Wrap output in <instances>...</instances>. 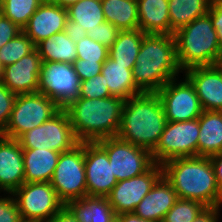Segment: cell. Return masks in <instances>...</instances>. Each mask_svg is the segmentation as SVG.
<instances>
[{
	"mask_svg": "<svg viewBox=\"0 0 222 222\" xmlns=\"http://www.w3.org/2000/svg\"><path fill=\"white\" fill-rule=\"evenodd\" d=\"M162 169L179 199L194 200L206 207L222 206L210 157H178L164 162Z\"/></svg>",
	"mask_w": 222,
	"mask_h": 222,
	"instance_id": "cell-1",
	"label": "cell"
},
{
	"mask_svg": "<svg viewBox=\"0 0 222 222\" xmlns=\"http://www.w3.org/2000/svg\"><path fill=\"white\" fill-rule=\"evenodd\" d=\"M179 73L183 71L178 65L174 36L146 34L132 68L136 87L142 93H157Z\"/></svg>",
	"mask_w": 222,
	"mask_h": 222,
	"instance_id": "cell-2",
	"label": "cell"
},
{
	"mask_svg": "<svg viewBox=\"0 0 222 222\" xmlns=\"http://www.w3.org/2000/svg\"><path fill=\"white\" fill-rule=\"evenodd\" d=\"M125 100L110 96L105 98H78L66 110L76 139L79 142H97L117 136Z\"/></svg>",
	"mask_w": 222,
	"mask_h": 222,
	"instance_id": "cell-3",
	"label": "cell"
},
{
	"mask_svg": "<svg viewBox=\"0 0 222 222\" xmlns=\"http://www.w3.org/2000/svg\"><path fill=\"white\" fill-rule=\"evenodd\" d=\"M166 123L159 95L142 93L125 100L117 137L152 152Z\"/></svg>",
	"mask_w": 222,
	"mask_h": 222,
	"instance_id": "cell-4",
	"label": "cell"
},
{
	"mask_svg": "<svg viewBox=\"0 0 222 222\" xmlns=\"http://www.w3.org/2000/svg\"><path fill=\"white\" fill-rule=\"evenodd\" d=\"M178 65L182 71L222 63V51L211 17L206 14L173 34Z\"/></svg>",
	"mask_w": 222,
	"mask_h": 222,
	"instance_id": "cell-5",
	"label": "cell"
},
{
	"mask_svg": "<svg viewBox=\"0 0 222 222\" xmlns=\"http://www.w3.org/2000/svg\"><path fill=\"white\" fill-rule=\"evenodd\" d=\"M61 107L41 92L17 95L10 119L1 136L18 139L22 134L42 125Z\"/></svg>",
	"mask_w": 222,
	"mask_h": 222,
	"instance_id": "cell-6",
	"label": "cell"
},
{
	"mask_svg": "<svg viewBox=\"0 0 222 222\" xmlns=\"http://www.w3.org/2000/svg\"><path fill=\"white\" fill-rule=\"evenodd\" d=\"M51 185L64 204L87 196L84 142L59 155Z\"/></svg>",
	"mask_w": 222,
	"mask_h": 222,
	"instance_id": "cell-7",
	"label": "cell"
},
{
	"mask_svg": "<svg viewBox=\"0 0 222 222\" xmlns=\"http://www.w3.org/2000/svg\"><path fill=\"white\" fill-rule=\"evenodd\" d=\"M17 140L22 149L38 148L59 153L69 151L79 143L64 108H61L42 125L22 134Z\"/></svg>",
	"mask_w": 222,
	"mask_h": 222,
	"instance_id": "cell-8",
	"label": "cell"
},
{
	"mask_svg": "<svg viewBox=\"0 0 222 222\" xmlns=\"http://www.w3.org/2000/svg\"><path fill=\"white\" fill-rule=\"evenodd\" d=\"M97 143L107 152L117 181L142 175L155 164L150 151L117 136L99 140Z\"/></svg>",
	"mask_w": 222,
	"mask_h": 222,
	"instance_id": "cell-9",
	"label": "cell"
},
{
	"mask_svg": "<svg viewBox=\"0 0 222 222\" xmlns=\"http://www.w3.org/2000/svg\"><path fill=\"white\" fill-rule=\"evenodd\" d=\"M199 131L198 119L167 122L156 147L151 152L154 162L162 165L170 159L197 156Z\"/></svg>",
	"mask_w": 222,
	"mask_h": 222,
	"instance_id": "cell-10",
	"label": "cell"
},
{
	"mask_svg": "<svg viewBox=\"0 0 222 222\" xmlns=\"http://www.w3.org/2000/svg\"><path fill=\"white\" fill-rule=\"evenodd\" d=\"M12 194L22 219L48 222L64 207L51 182L23 183Z\"/></svg>",
	"mask_w": 222,
	"mask_h": 222,
	"instance_id": "cell-11",
	"label": "cell"
},
{
	"mask_svg": "<svg viewBox=\"0 0 222 222\" xmlns=\"http://www.w3.org/2000/svg\"><path fill=\"white\" fill-rule=\"evenodd\" d=\"M167 82L157 94L160 97L167 122H181L198 119L202 107L195 88L183 74Z\"/></svg>",
	"mask_w": 222,
	"mask_h": 222,
	"instance_id": "cell-12",
	"label": "cell"
},
{
	"mask_svg": "<svg viewBox=\"0 0 222 222\" xmlns=\"http://www.w3.org/2000/svg\"><path fill=\"white\" fill-rule=\"evenodd\" d=\"M80 79L71 63L42 62L38 92L61 108L79 98Z\"/></svg>",
	"mask_w": 222,
	"mask_h": 222,
	"instance_id": "cell-13",
	"label": "cell"
},
{
	"mask_svg": "<svg viewBox=\"0 0 222 222\" xmlns=\"http://www.w3.org/2000/svg\"><path fill=\"white\" fill-rule=\"evenodd\" d=\"M162 175V165L155 163L142 175L118 181L106 196L115 214L133 212Z\"/></svg>",
	"mask_w": 222,
	"mask_h": 222,
	"instance_id": "cell-14",
	"label": "cell"
},
{
	"mask_svg": "<svg viewBox=\"0 0 222 222\" xmlns=\"http://www.w3.org/2000/svg\"><path fill=\"white\" fill-rule=\"evenodd\" d=\"M87 196L106 197L117 184L107 152L97 142H84Z\"/></svg>",
	"mask_w": 222,
	"mask_h": 222,
	"instance_id": "cell-15",
	"label": "cell"
},
{
	"mask_svg": "<svg viewBox=\"0 0 222 222\" xmlns=\"http://www.w3.org/2000/svg\"><path fill=\"white\" fill-rule=\"evenodd\" d=\"M42 60L35 48L17 62L3 68L1 82L14 94L38 92Z\"/></svg>",
	"mask_w": 222,
	"mask_h": 222,
	"instance_id": "cell-16",
	"label": "cell"
},
{
	"mask_svg": "<svg viewBox=\"0 0 222 222\" xmlns=\"http://www.w3.org/2000/svg\"><path fill=\"white\" fill-rule=\"evenodd\" d=\"M183 74L193 84L203 110L222 111V63L192 67Z\"/></svg>",
	"mask_w": 222,
	"mask_h": 222,
	"instance_id": "cell-17",
	"label": "cell"
},
{
	"mask_svg": "<svg viewBox=\"0 0 222 222\" xmlns=\"http://www.w3.org/2000/svg\"><path fill=\"white\" fill-rule=\"evenodd\" d=\"M67 9L55 3H41L22 31L36 46L42 40L64 31Z\"/></svg>",
	"mask_w": 222,
	"mask_h": 222,
	"instance_id": "cell-18",
	"label": "cell"
},
{
	"mask_svg": "<svg viewBox=\"0 0 222 222\" xmlns=\"http://www.w3.org/2000/svg\"><path fill=\"white\" fill-rule=\"evenodd\" d=\"M24 181L23 149L17 139L0 135V193H13Z\"/></svg>",
	"mask_w": 222,
	"mask_h": 222,
	"instance_id": "cell-19",
	"label": "cell"
},
{
	"mask_svg": "<svg viewBox=\"0 0 222 222\" xmlns=\"http://www.w3.org/2000/svg\"><path fill=\"white\" fill-rule=\"evenodd\" d=\"M177 199L171 183L162 175L133 212L140 218L162 222Z\"/></svg>",
	"mask_w": 222,
	"mask_h": 222,
	"instance_id": "cell-20",
	"label": "cell"
},
{
	"mask_svg": "<svg viewBox=\"0 0 222 222\" xmlns=\"http://www.w3.org/2000/svg\"><path fill=\"white\" fill-rule=\"evenodd\" d=\"M139 29L145 34L173 35L168 0H137Z\"/></svg>",
	"mask_w": 222,
	"mask_h": 222,
	"instance_id": "cell-21",
	"label": "cell"
},
{
	"mask_svg": "<svg viewBox=\"0 0 222 222\" xmlns=\"http://www.w3.org/2000/svg\"><path fill=\"white\" fill-rule=\"evenodd\" d=\"M60 154L47 149H23L25 183L51 182Z\"/></svg>",
	"mask_w": 222,
	"mask_h": 222,
	"instance_id": "cell-22",
	"label": "cell"
},
{
	"mask_svg": "<svg viewBox=\"0 0 222 222\" xmlns=\"http://www.w3.org/2000/svg\"><path fill=\"white\" fill-rule=\"evenodd\" d=\"M197 156L211 157L222 151V111L203 110L198 118Z\"/></svg>",
	"mask_w": 222,
	"mask_h": 222,
	"instance_id": "cell-23",
	"label": "cell"
},
{
	"mask_svg": "<svg viewBox=\"0 0 222 222\" xmlns=\"http://www.w3.org/2000/svg\"><path fill=\"white\" fill-rule=\"evenodd\" d=\"M64 206L78 222H114L116 214L106 197L85 196Z\"/></svg>",
	"mask_w": 222,
	"mask_h": 222,
	"instance_id": "cell-24",
	"label": "cell"
},
{
	"mask_svg": "<svg viewBox=\"0 0 222 222\" xmlns=\"http://www.w3.org/2000/svg\"><path fill=\"white\" fill-rule=\"evenodd\" d=\"M101 74L105 77V82L112 96L128 100L142 94L134 83L132 69H127V66L118 64L109 57L102 64Z\"/></svg>",
	"mask_w": 222,
	"mask_h": 222,
	"instance_id": "cell-25",
	"label": "cell"
},
{
	"mask_svg": "<svg viewBox=\"0 0 222 222\" xmlns=\"http://www.w3.org/2000/svg\"><path fill=\"white\" fill-rule=\"evenodd\" d=\"M35 48L42 62L73 64L77 59L76 43L64 31L42 40Z\"/></svg>",
	"mask_w": 222,
	"mask_h": 222,
	"instance_id": "cell-26",
	"label": "cell"
},
{
	"mask_svg": "<svg viewBox=\"0 0 222 222\" xmlns=\"http://www.w3.org/2000/svg\"><path fill=\"white\" fill-rule=\"evenodd\" d=\"M105 21L119 30L139 29L137 0H101Z\"/></svg>",
	"mask_w": 222,
	"mask_h": 222,
	"instance_id": "cell-27",
	"label": "cell"
},
{
	"mask_svg": "<svg viewBox=\"0 0 222 222\" xmlns=\"http://www.w3.org/2000/svg\"><path fill=\"white\" fill-rule=\"evenodd\" d=\"M145 35L140 29L120 30L116 40L109 48L108 57L118 64L127 66V69H132Z\"/></svg>",
	"mask_w": 222,
	"mask_h": 222,
	"instance_id": "cell-28",
	"label": "cell"
},
{
	"mask_svg": "<svg viewBox=\"0 0 222 222\" xmlns=\"http://www.w3.org/2000/svg\"><path fill=\"white\" fill-rule=\"evenodd\" d=\"M171 28L176 31L208 13L212 0H168Z\"/></svg>",
	"mask_w": 222,
	"mask_h": 222,
	"instance_id": "cell-29",
	"label": "cell"
},
{
	"mask_svg": "<svg viewBox=\"0 0 222 222\" xmlns=\"http://www.w3.org/2000/svg\"><path fill=\"white\" fill-rule=\"evenodd\" d=\"M68 20L76 22L87 32L105 22L101 0H79L67 8Z\"/></svg>",
	"mask_w": 222,
	"mask_h": 222,
	"instance_id": "cell-30",
	"label": "cell"
},
{
	"mask_svg": "<svg viewBox=\"0 0 222 222\" xmlns=\"http://www.w3.org/2000/svg\"><path fill=\"white\" fill-rule=\"evenodd\" d=\"M41 3L40 0H1L0 12L23 29Z\"/></svg>",
	"mask_w": 222,
	"mask_h": 222,
	"instance_id": "cell-31",
	"label": "cell"
},
{
	"mask_svg": "<svg viewBox=\"0 0 222 222\" xmlns=\"http://www.w3.org/2000/svg\"><path fill=\"white\" fill-rule=\"evenodd\" d=\"M35 49L33 42L22 31L15 38L8 41L0 49V61L4 67L11 65L23 56L28 55Z\"/></svg>",
	"mask_w": 222,
	"mask_h": 222,
	"instance_id": "cell-32",
	"label": "cell"
},
{
	"mask_svg": "<svg viewBox=\"0 0 222 222\" xmlns=\"http://www.w3.org/2000/svg\"><path fill=\"white\" fill-rule=\"evenodd\" d=\"M205 208L206 206L197 201L178 198L162 222H193Z\"/></svg>",
	"mask_w": 222,
	"mask_h": 222,
	"instance_id": "cell-33",
	"label": "cell"
},
{
	"mask_svg": "<svg viewBox=\"0 0 222 222\" xmlns=\"http://www.w3.org/2000/svg\"><path fill=\"white\" fill-rule=\"evenodd\" d=\"M77 59L86 62H105L109 49L88 36L76 42Z\"/></svg>",
	"mask_w": 222,
	"mask_h": 222,
	"instance_id": "cell-34",
	"label": "cell"
},
{
	"mask_svg": "<svg viewBox=\"0 0 222 222\" xmlns=\"http://www.w3.org/2000/svg\"><path fill=\"white\" fill-rule=\"evenodd\" d=\"M112 96L105 77L102 74L80 81L79 97L85 99L105 98Z\"/></svg>",
	"mask_w": 222,
	"mask_h": 222,
	"instance_id": "cell-35",
	"label": "cell"
},
{
	"mask_svg": "<svg viewBox=\"0 0 222 222\" xmlns=\"http://www.w3.org/2000/svg\"><path fill=\"white\" fill-rule=\"evenodd\" d=\"M119 31L116 26L105 21L97 25L95 29L89 30L87 36L109 49L116 40Z\"/></svg>",
	"mask_w": 222,
	"mask_h": 222,
	"instance_id": "cell-36",
	"label": "cell"
},
{
	"mask_svg": "<svg viewBox=\"0 0 222 222\" xmlns=\"http://www.w3.org/2000/svg\"><path fill=\"white\" fill-rule=\"evenodd\" d=\"M16 98L17 95L0 82V133L5 129L9 122Z\"/></svg>",
	"mask_w": 222,
	"mask_h": 222,
	"instance_id": "cell-37",
	"label": "cell"
},
{
	"mask_svg": "<svg viewBox=\"0 0 222 222\" xmlns=\"http://www.w3.org/2000/svg\"><path fill=\"white\" fill-rule=\"evenodd\" d=\"M0 195V222H17L21 217L12 193Z\"/></svg>",
	"mask_w": 222,
	"mask_h": 222,
	"instance_id": "cell-38",
	"label": "cell"
},
{
	"mask_svg": "<svg viewBox=\"0 0 222 222\" xmlns=\"http://www.w3.org/2000/svg\"><path fill=\"white\" fill-rule=\"evenodd\" d=\"M103 63L104 62H86V60L76 59L72 65L80 81H85L101 74Z\"/></svg>",
	"mask_w": 222,
	"mask_h": 222,
	"instance_id": "cell-39",
	"label": "cell"
},
{
	"mask_svg": "<svg viewBox=\"0 0 222 222\" xmlns=\"http://www.w3.org/2000/svg\"><path fill=\"white\" fill-rule=\"evenodd\" d=\"M20 32L22 29L0 12V49Z\"/></svg>",
	"mask_w": 222,
	"mask_h": 222,
	"instance_id": "cell-40",
	"label": "cell"
},
{
	"mask_svg": "<svg viewBox=\"0 0 222 222\" xmlns=\"http://www.w3.org/2000/svg\"><path fill=\"white\" fill-rule=\"evenodd\" d=\"M207 14L211 17L213 27L217 31L222 51V0H212Z\"/></svg>",
	"mask_w": 222,
	"mask_h": 222,
	"instance_id": "cell-41",
	"label": "cell"
},
{
	"mask_svg": "<svg viewBox=\"0 0 222 222\" xmlns=\"http://www.w3.org/2000/svg\"><path fill=\"white\" fill-rule=\"evenodd\" d=\"M64 32L75 43L88 35L87 31L81 25L71 20H67Z\"/></svg>",
	"mask_w": 222,
	"mask_h": 222,
	"instance_id": "cell-42",
	"label": "cell"
},
{
	"mask_svg": "<svg viewBox=\"0 0 222 222\" xmlns=\"http://www.w3.org/2000/svg\"><path fill=\"white\" fill-rule=\"evenodd\" d=\"M222 206L218 207H206L193 222H219L220 211Z\"/></svg>",
	"mask_w": 222,
	"mask_h": 222,
	"instance_id": "cell-43",
	"label": "cell"
},
{
	"mask_svg": "<svg viewBox=\"0 0 222 222\" xmlns=\"http://www.w3.org/2000/svg\"><path fill=\"white\" fill-rule=\"evenodd\" d=\"M210 159L214 168L217 185L222 195V151L211 156Z\"/></svg>",
	"mask_w": 222,
	"mask_h": 222,
	"instance_id": "cell-44",
	"label": "cell"
},
{
	"mask_svg": "<svg viewBox=\"0 0 222 222\" xmlns=\"http://www.w3.org/2000/svg\"><path fill=\"white\" fill-rule=\"evenodd\" d=\"M48 222H78L71 212L64 206Z\"/></svg>",
	"mask_w": 222,
	"mask_h": 222,
	"instance_id": "cell-45",
	"label": "cell"
},
{
	"mask_svg": "<svg viewBox=\"0 0 222 222\" xmlns=\"http://www.w3.org/2000/svg\"><path fill=\"white\" fill-rule=\"evenodd\" d=\"M116 219L118 220V222H154V221L140 218L134 212H126V213L118 214L116 215Z\"/></svg>",
	"mask_w": 222,
	"mask_h": 222,
	"instance_id": "cell-46",
	"label": "cell"
},
{
	"mask_svg": "<svg viewBox=\"0 0 222 222\" xmlns=\"http://www.w3.org/2000/svg\"><path fill=\"white\" fill-rule=\"evenodd\" d=\"M79 0H56L54 3L67 9L69 8L71 5L77 3Z\"/></svg>",
	"mask_w": 222,
	"mask_h": 222,
	"instance_id": "cell-47",
	"label": "cell"
},
{
	"mask_svg": "<svg viewBox=\"0 0 222 222\" xmlns=\"http://www.w3.org/2000/svg\"><path fill=\"white\" fill-rule=\"evenodd\" d=\"M42 3H54L56 0H40Z\"/></svg>",
	"mask_w": 222,
	"mask_h": 222,
	"instance_id": "cell-48",
	"label": "cell"
},
{
	"mask_svg": "<svg viewBox=\"0 0 222 222\" xmlns=\"http://www.w3.org/2000/svg\"><path fill=\"white\" fill-rule=\"evenodd\" d=\"M17 222H34V221L20 218Z\"/></svg>",
	"mask_w": 222,
	"mask_h": 222,
	"instance_id": "cell-49",
	"label": "cell"
},
{
	"mask_svg": "<svg viewBox=\"0 0 222 222\" xmlns=\"http://www.w3.org/2000/svg\"><path fill=\"white\" fill-rule=\"evenodd\" d=\"M2 70H3V66H2L1 61H0V82H1V74H2Z\"/></svg>",
	"mask_w": 222,
	"mask_h": 222,
	"instance_id": "cell-50",
	"label": "cell"
}]
</instances>
